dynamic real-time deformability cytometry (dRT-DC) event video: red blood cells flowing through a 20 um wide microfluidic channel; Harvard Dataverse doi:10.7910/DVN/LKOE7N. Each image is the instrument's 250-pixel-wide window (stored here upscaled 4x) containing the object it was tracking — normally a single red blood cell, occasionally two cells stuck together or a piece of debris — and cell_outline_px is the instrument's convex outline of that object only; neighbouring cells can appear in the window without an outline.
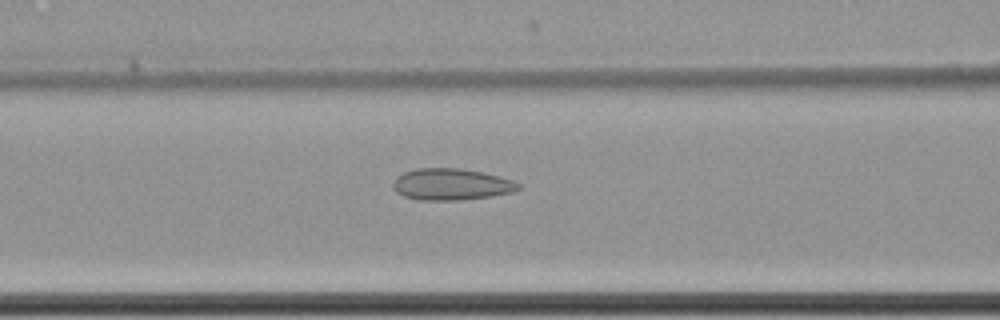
{"species": "common noctule bat (a hibernating species)", "species_latin": "Nyctalus noctula", "temperature_condition": "cold", "stored_images_in_passage": 61, "camera_frame_rate_fps": 3000, "um_per_image_px": 0.085, "animal": {"sex": "female", "body_mass_g": 22.7, "forearm_length_mm": 54.2}, "frame": {"image": 1, "passage_image": 27, "time_ms": 8.667, "image_size_px": [1000, 320], "cell_outline_px": [[524, 184], [520, 188], [512, 192], [492, 196], [460, 200], [416, 200], [404, 196], [396, 192], [392, 188], [392, 184], [396, 176], [404, 172], [416, 168], [460, 168], [484, 172], [500, 176]], "centroid_in_image_um": [38.36, 15.66], "position_along_channel_um": 128.2, "area_um2": 23.41}}
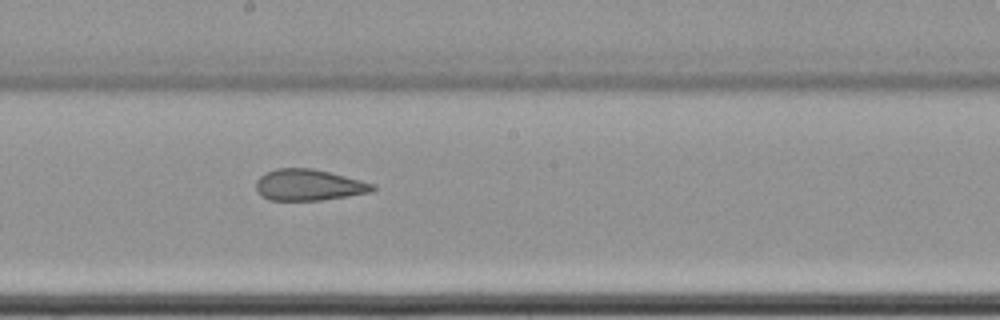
{"frame": {"image": 2, "passage_image": 35, "time_ms": 11.333, "image_size_px": [1000, 320], "cell_outline_px": [[376, 188], [372, 192], [348, 196], [320, 200], [268, 200], [256, 192], [256, 180], [260, 176], [276, 168], [312, 168], [376, 184]], "centroid_in_image_um": [26.23, 15.73], "position_along_channel_um": 222.0, "area_um2": 21.21}}
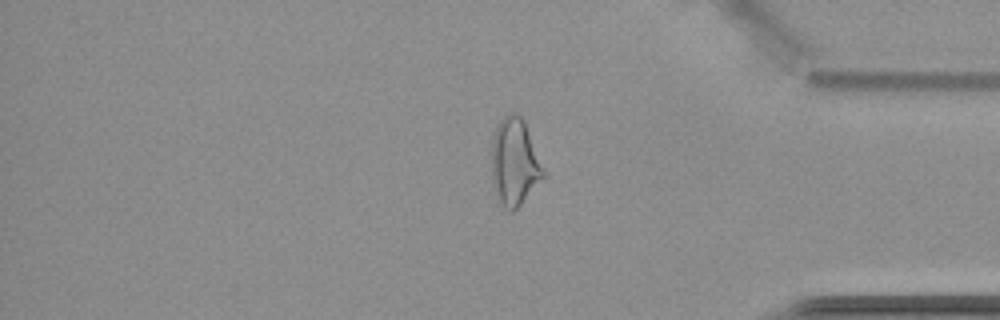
{"frame": {"image": 3, "passage_image": 51, "time_ms": 16.667, "image_size_px": [1000, 320], "cell_outline_px": [[544, 176], [520, 204], [512, 212], [508, 212], [496, 200], [492, 176], [492, 136], [496, 124], [508, 112], [516, 112], [524, 120], [544, 172]], "centroid_in_image_um": [43.68, 13.76], "position_along_channel_um": 391.5, "area_um2": 26.13}, "authors_computed_cell_mechanics": {"area_um2": 26.1256, "velocity_mm_per_s": 3.5167, "shape_relaxation_time_tau1_ms": null, "shape_relaxation_time_tau2_ms": 1.9641, "deformation_change_tau1": null, "deformation_change_tau2": 0.1005}}